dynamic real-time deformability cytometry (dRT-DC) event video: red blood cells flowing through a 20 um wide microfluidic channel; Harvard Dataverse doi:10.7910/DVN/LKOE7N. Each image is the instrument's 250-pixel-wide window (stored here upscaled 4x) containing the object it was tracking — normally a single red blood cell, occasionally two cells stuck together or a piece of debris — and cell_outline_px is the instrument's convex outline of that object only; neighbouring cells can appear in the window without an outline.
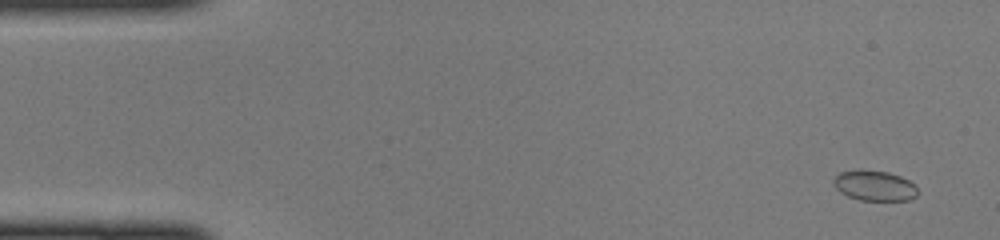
{"species": "common noctule bat (a hibernating species)", "species_latin": "Nyctalus noctula", "temperature_condition": "cold", "stored_images_in_passage": 47, "camera_frame_rate_fps": 3000, "um_per_image_px": 0.085, "animal": {"sex": "female", "body_mass_g": 22.0, "forearm_length_mm": 56.7}, "frame": {"image": 1, "passage_image": 2, "time_ms": 0.333, "image_size_px": [1000, 240], "cell_outline_px": [[916, 196], [908, 200], [860, 200], [848, 196], [840, 192], [832, 184], [832, 180], [840, 172], [860, 168], [888, 172], [900, 176], [916, 184]], "centroid_in_image_um": [74.3, 15.76], "position_along_channel_um": 10.7, "area_um2": 15.03}}
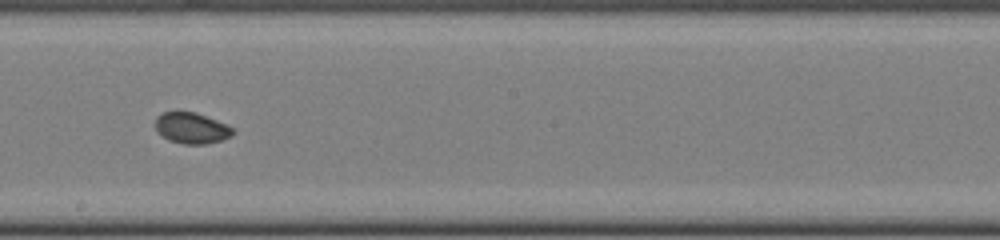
{"frame": {"image": 2, "passage_image": 26, "time_ms": 8.333, "image_size_px": [1000, 240], "cell_outline_px": [[236, 132], [232, 136], [220, 140], [204, 144], [184, 144], [168, 140], [160, 136], [156, 128], [156, 116], [164, 112], [196, 112], [216, 120], [232, 128]], "centroid_in_image_um": [16.26, 10.89], "position_along_channel_um": 231.9, "area_um2": 13.93}}
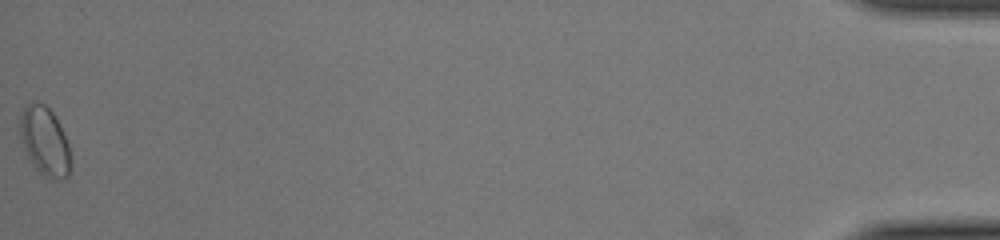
{"frame": {"image": 3, "passage_image": 47, "time_ms": 15.333, "image_size_px": [1000, 240], "cell_outline_px": [[72, 164], [68, 176], [64, 180], [48, 180], [36, 168], [28, 156], [20, 136], [20, 116], [24, 108], [28, 104], [40, 100], [52, 112], [68, 144]], "centroid_in_image_um": [3.82, 12.05], "position_along_channel_um": 431.4, "area_um2": 20.17}}